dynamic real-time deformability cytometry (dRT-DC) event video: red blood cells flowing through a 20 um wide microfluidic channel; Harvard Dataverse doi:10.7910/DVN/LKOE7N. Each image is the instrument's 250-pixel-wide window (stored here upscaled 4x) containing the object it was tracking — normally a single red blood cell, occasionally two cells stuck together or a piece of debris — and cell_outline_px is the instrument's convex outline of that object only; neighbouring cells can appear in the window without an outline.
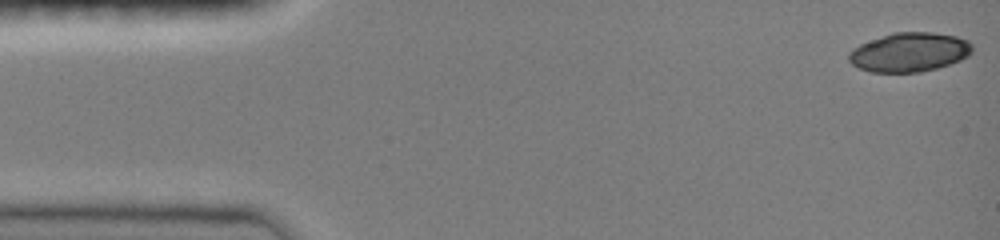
{"species": "common noctule bat (a hibernating species)", "species_latin": "Nyctalus noctula", "temperature_condition": "room temperature", "stored_images_in_passage": 47, "camera_frame_rate_fps": 3000, "um_per_image_px": 0.085, "animal": {"sex": "female", "body_mass_g": 19.0, "forearm_length_mm": 51.5}, "frame": {"image": 1, "passage_image": 1, "time_ms": 0.0, "image_size_px": [1000, 240], "cell_outline_px": [[972, 52], [968, 56], [960, 60], [936, 68], [920, 72], [868, 72], [852, 64], [848, 60], [848, 52], [852, 48], [860, 44], [892, 32], [932, 32], [956, 36], [968, 40], [972, 44]], "centroid_in_image_um": [77.28, 4.43], "position_along_channel_um": 7.7, "area_um2": 28.26}}